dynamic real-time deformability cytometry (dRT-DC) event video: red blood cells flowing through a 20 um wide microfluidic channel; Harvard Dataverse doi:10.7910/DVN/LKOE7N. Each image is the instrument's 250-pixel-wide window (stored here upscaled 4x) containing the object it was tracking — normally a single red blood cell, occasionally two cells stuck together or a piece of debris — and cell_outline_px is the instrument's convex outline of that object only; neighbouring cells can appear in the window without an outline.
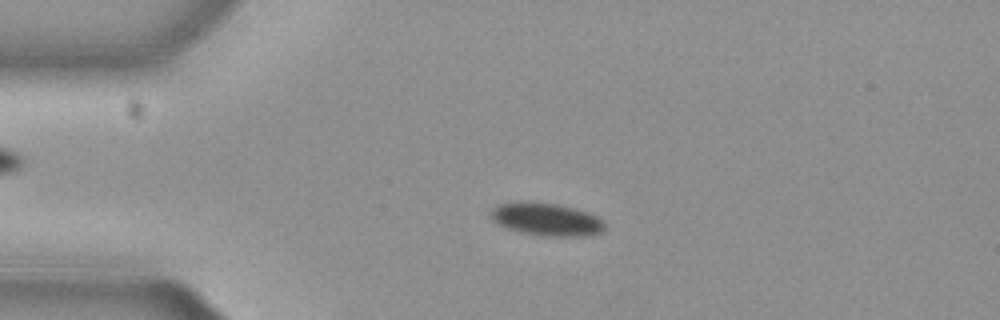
{"species": "common noctule bat (a hibernating species)", "species_latin": "Nyctalus noctula", "temperature_condition": "cold", "stored_images_in_passage": 54, "camera_frame_rate_fps": 3000, "um_per_image_px": 0.085, "animal": {"sex": "female", "body_mass_g": 29.2, "forearm_length_mm": 56.3}, "frame": {"image": 1, "passage_image": 12, "time_ms": 3.667, "image_size_px": [1000, 320], "cell_outline_px": [[604, 228], [600, 232], [588, 236], [540, 236], [520, 232], [496, 224], [492, 220], [492, 208], [496, 204], [516, 200], [520, 200], [556, 204], [572, 208], [596, 216], [604, 220]], "centroid_in_image_um": [46.38, 18.63], "position_along_channel_um": 38.6, "area_um2": 21.91}}
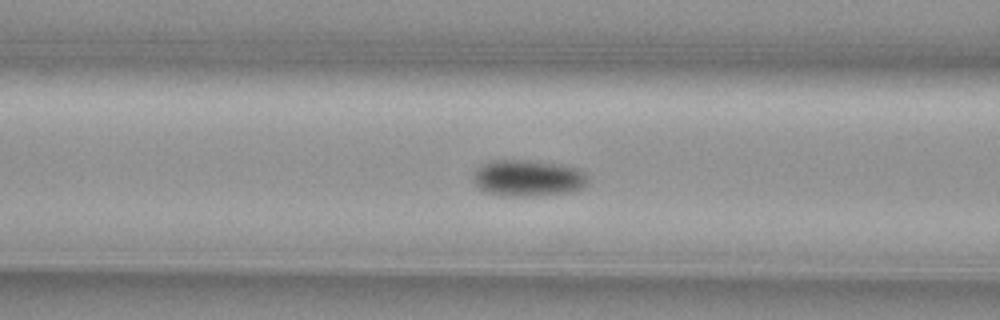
{"frame": {"image": 2, "passage_image": 21, "time_ms": 6.667, "image_size_px": [1000, 320], "cell_outline_px": [[588, 184], [584, 188], [572, 192], [532, 196], [504, 196], [484, 192], [472, 180], [472, 172], [480, 164], [492, 160], [528, 160], [560, 164], [580, 168], [588, 176]], "centroid_in_image_um": [44.88, 15.13], "position_along_channel_um": 121.7, "area_um2": 24.97}}
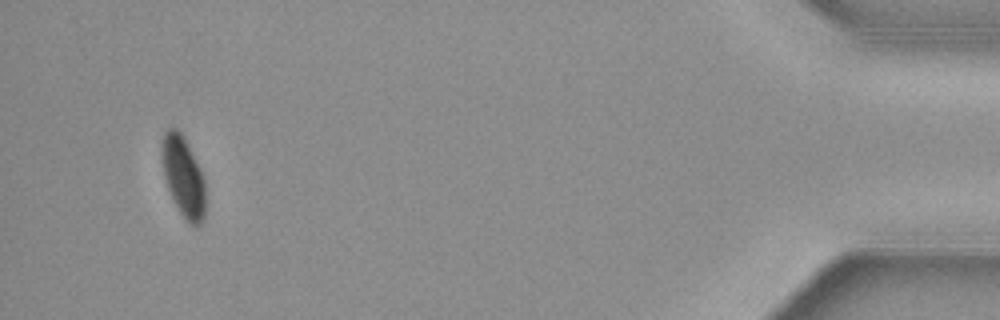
{"frame": {"image": 3, "passage_image": 51, "time_ms": 16.667, "image_size_px": [1000, 320], "cell_outline_px": [[204, 220], [200, 224], [192, 224], [180, 212], [172, 200], [164, 176], [160, 152], [164, 132], [168, 128], [176, 128], [180, 132], [188, 144], [204, 176]], "centroid_in_image_um": [15.56, 14.97], "position_along_channel_um": 419.6, "area_um2": 20.29}, "authors_computed_cell_mechanics": {"area_um2": 21.8195, "velocity_mm_per_s": 3.8086, "shape_relaxation_time_tau1_ms": 3.948, "shape_relaxation_time_tau2_ms": null, "deformation_change_tau1": 0.1012, "deformation_change_tau2": null}}